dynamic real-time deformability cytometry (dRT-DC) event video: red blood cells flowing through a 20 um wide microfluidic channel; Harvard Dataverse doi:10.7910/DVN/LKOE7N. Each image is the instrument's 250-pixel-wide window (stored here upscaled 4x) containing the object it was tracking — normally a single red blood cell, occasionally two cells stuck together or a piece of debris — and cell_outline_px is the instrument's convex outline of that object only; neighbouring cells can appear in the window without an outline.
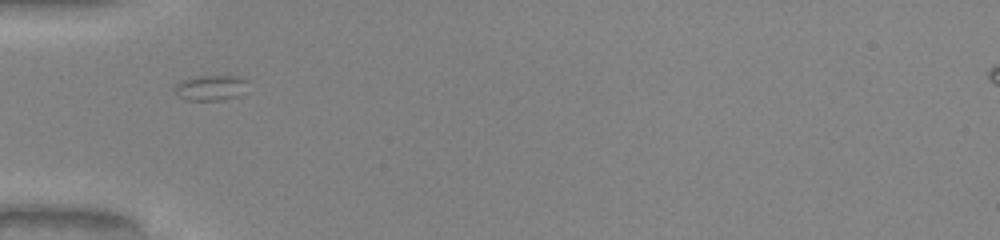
{"species": "common noctule bat (a hibernating species)", "species_latin": "Nyctalus noctula", "temperature_condition": "warm", "stored_images_in_passage": 35, "camera_frame_rate_fps": 3000, "um_per_image_px": 0.085, "animal": {"sex": "male", "body_mass_g": 20.0, "forearm_length_mm": 53.3}, "frame": {"image": 1, "passage_image": 1, "time_ms": 0.0, "image_size_px": [1000, 240], "cell_outline_px": [[248, 80], [244, 92], [240, 96], [224, 100], [184, 100], [172, 88], [180, 80], [196, 76], [240, 76]], "centroid_in_image_um": [17.92, 7.46], "position_along_channel_um": 67.1, "area_um2": 11.04}}
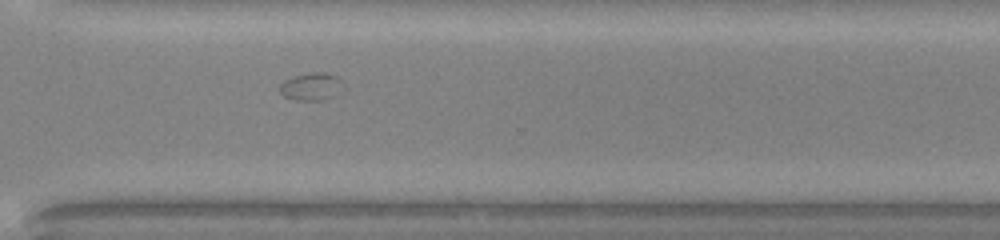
{"frame": {"image": 2, "passage_image": 22, "time_ms": 7.0, "image_size_px": [1000, 240], "cell_outline_px": [[344, 88], [340, 92], [324, 100], [296, 100], [284, 96], [280, 92], [280, 84], [284, 80], [292, 76], [312, 72], [324, 72], [336, 76], [344, 84]], "centroid_in_image_um": [26.47, 7.35], "position_along_channel_um": 344.1, "area_um2": 10.29}}
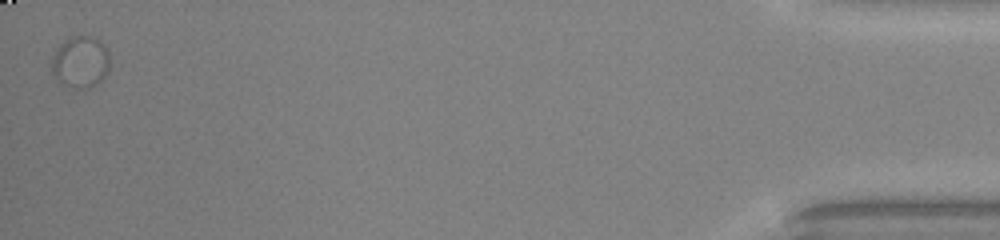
{"frame": {"image": 3, "passage_image": 35, "time_ms": 11.333, "image_size_px": [1000, 240], "cell_outline_px": [[108, 72], [92, 88], [76, 88], [64, 84], [56, 80], [52, 72], [52, 56], [56, 48], [68, 36], [88, 36], [100, 40], [108, 48]], "centroid_in_image_um": [6.83, 5.25], "position_along_channel_um": 428.4, "area_um2": 17.63}}